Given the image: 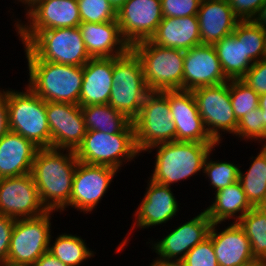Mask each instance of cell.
Returning <instances> with one entry per match:
<instances>
[{
	"mask_svg": "<svg viewBox=\"0 0 266 266\" xmlns=\"http://www.w3.org/2000/svg\"><path fill=\"white\" fill-rule=\"evenodd\" d=\"M149 266H182V265L180 263H164V262L153 261L150 263Z\"/></svg>",
	"mask_w": 266,
	"mask_h": 266,
	"instance_id": "obj_50",
	"label": "cell"
},
{
	"mask_svg": "<svg viewBox=\"0 0 266 266\" xmlns=\"http://www.w3.org/2000/svg\"><path fill=\"white\" fill-rule=\"evenodd\" d=\"M257 156H251V165L243 172L240 166L239 179L246 197L253 207L266 205V145H261Z\"/></svg>",
	"mask_w": 266,
	"mask_h": 266,
	"instance_id": "obj_29",
	"label": "cell"
},
{
	"mask_svg": "<svg viewBox=\"0 0 266 266\" xmlns=\"http://www.w3.org/2000/svg\"><path fill=\"white\" fill-rule=\"evenodd\" d=\"M149 92L142 63L131 48L125 54L113 57V83L108 103L110 106L133 121Z\"/></svg>",
	"mask_w": 266,
	"mask_h": 266,
	"instance_id": "obj_7",
	"label": "cell"
},
{
	"mask_svg": "<svg viewBox=\"0 0 266 266\" xmlns=\"http://www.w3.org/2000/svg\"><path fill=\"white\" fill-rule=\"evenodd\" d=\"M81 110L87 131L135 132L132 121L109 104L82 106Z\"/></svg>",
	"mask_w": 266,
	"mask_h": 266,
	"instance_id": "obj_28",
	"label": "cell"
},
{
	"mask_svg": "<svg viewBox=\"0 0 266 266\" xmlns=\"http://www.w3.org/2000/svg\"><path fill=\"white\" fill-rule=\"evenodd\" d=\"M168 103L176 128V141L215 143L206 131L192 91L168 90Z\"/></svg>",
	"mask_w": 266,
	"mask_h": 266,
	"instance_id": "obj_20",
	"label": "cell"
},
{
	"mask_svg": "<svg viewBox=\"0 0 266 266\" xmlns=\"http://www.w3.org/2000/svg\"><path fill=\"white\" fill-rule=\"evenodd\" d=\"M24 90L1 88L7 97L9 129L33 142L40 149L51 148V132L46 115V101L30 87Z\"/></svg>",
	"mask_w": 266,
	"mask_h": 266,
	"instance_id": "obj_4",
	"label": "cell"
},
{
	"mask_svg": "<svg viewBox=\"0 0 266 266\" xmlns=\"http://www.w3.org/2000/svg\"><path fill=\"white\" fill-rule=\"evenodd\" d=\"M142 63L149 91L183 90L185 51L162 47L150 39L131 46Z\"/></svg>",
	"mask_w": 266,
	"mask_h": 266,
	"instance_id": "obj_6",
	"label": "cell"
},
{
	"mask_svg": "<svg viewBox=\"0 0 266 266\" xmlns=\"http://www.w3.org/2000/svg\"><path fill=\"white\" fill-rule=\"evenodd\" d=\"M182 266H218L211 237L194 246L180 262Z\"/></svg>",
	"mask_w": 266,
	"mask_h": 266,
	"instance_id": "obj_38",
	"label": "cell"
},
{
	"mask_svg": "<svg viewBox=\"0 0 266 266\" xmlns=\"http://www.w3.org/2000/svg\"><path fill=\"white\" fill-rule=\"evenodd\" d=\"M241 80L259 95L266 93V58L255 62Z\"/></svg>",
	"mask_w": 266,
	"mask_h": 266,
	"instance_id": "obj_40",
	"label": "cell"
},
{
	"mask_svg": "<svg viewBox=\"0 0 266 266\" xmlns=\"http://www.w3.org/2000/svg\"><path fill=\"white\" fill-rule=\"evenodd\" d=\"M195 217L171 230L166 231L159 240H148L146 242L151 248L152 253H156V257L152 259L157 262L164 263H180L194 246L202 242L209 235V230L212 225L204 209ZM150 241V242H149ZM151 246V247H150Z\"/></svg>",
	"mask_w": 266,
	"mask_h": 266,
	"instance_id": "obj_14",
	"label": "cell"
},
{
	"mask_svg": "<svg viewBox=\"0 0 266 266\" xmlns=\"http://www.w3.org/2000/svg\"><path fill=\"white\" fill-rule=\"evenodd\" d=\"M241 266H266V261L260 259H254L253 261Z\"/></svg>",
	"mask_w": 266,
	"mask_h": 266,
	"instance_id": "obj_49",
	"label": "cell"
},
{
	"mask_svg": "<svg viewBox=\"0 0 266 266\" xmlns=\"http://www.w3.org/2000/svg\"><path fill=\"white\" fill-rule=\"evenodd\" d=\"M23 49L26 60L84 66L91 59L78 27L41 30Z\"/></svg>",
	"mask_w": 266,
	"mask_h": 266,
	"instance_id": "obj_5",
	"label": "cell"
},
{
	"mask_svg": "<svg viewBox=\"0 0 266 266\" xmlns=\"http://www.w3.org/2000/svg\"><path fill=\"white\" fill-rule=\"evenodd\" d=\"M216 152L214 148L206 157L203 168V176H206V180L208 178V186L212 189V193L214 191L217 192L228 185H231L238 181L239 179V169L241 164H234L229 161H222L220 159L216 160V158H212L213 152ZM211 157V158H210Z\"/></svg>",
	"mask_w": 266,
	"mask_h": 266,
	"instance_id": "obj_33",
	"label": "cell"
},
{
	"mask_svg": "<svg viewBox=\"0 0 266 266\" xmlns=\"http://www.w3.org/2000/svg\"><path fill=\"white\" fill-rule=\"evenodd\" d=\"M220 226L212 223L209 230L218 266H241L253 261L250 241L239 224L228 222L226 227L222 223V230Z\"/></svg>",
	"mask_w": 266,
	"mask_h": 266,
	"instance_id": "obj_21",
	"label": "cell"
},
{
	"mask_svg": "<svg viewBox=\"0 0 266 266\" xmlns=\"http://www.w3.org/2000/svg\"><path fill=\"white\" fill-rule=\"evenodd\" d=\"M79 162L108 166L120 171L142 154L138 151L135 132L108 134L87 131L82 143L74 151ZM138 156V157H137Z\"/></svg>",
	"mask_w": 266,
	"mask_h": 266,
	"instance_id": "obj_8",
	"label": "cell"
},
{
	"mask_svg": "<svg viewBox=\"0 0 266 266\" xmlns=\"http://www.w3.org/2000/svg\"><path fill=\"white\" fill-rule=\"evenodd\" d=\"M40 148L22 135L9 131L0 140V179L31 173Z\"/></svg>",
	"mask_w": 266,
	"mask_h": 266,
	"instance_id": "obj_24",
	"label": "cell"
},
{
	"mask_svg": "<svg viewBox=\"0 0 266 266\" xmlns=\"http://www.w3.org/2000/svg\"><path fill=\"white\" fill-rule=\"evenodd\" d=\"M192 93L211 139L220 145L225 139L223 135L231 134L234 137L238 121L230 101L229 81L219 85L199 87L193 89Z\"/></svg>",
	"mask_w": 266,
	"mask_h": 266,
	"instance_id": "obj_12",
	"label": "cell"
},
{
	"mask_svg": "<svg viewBox=\"0 0 266 266\" xmlns=\"http://www.w3.org/2000/svg\"><path fill=\"white\" fill-rule=\"evenodd\" d=\"M15 219L0 214V266H5Z\"/></svg>",
	"mask_w": 266,
	"mask_h": 266,
	"instance_id": "obj_42",
	"label": "cell"
},
{
	"mask_svg": "<svg viewBox=\"0 0 266 266\" xmlns=\"http://www.w3.org/2000/svg\"><path fill=\"white\" fill-rule=\"evenodd\" d=\"M259 108L262 110V117L264 120V127L266 132V93L259 95Z\"/></svg>",
	"mask_w": 266,
	"mask_h": 266,
	"instance_id": "obj_46",
	"label": "cell"
},
{
	"mask_svg": "<svg viewBox=\"0 0 266 266\" xmlns=\"http://www.w3.org/2000/svg\"><path fill=\"white\" fill-rule=\"evenodd\" d=\"M216 143H198L171 141L155 145L145 152L152 154L155 150L154 169L150 179L164 185L174 186L178 182L188 180L203 173L204 162L208 154L216 147Z\"/></svg>",
	"mask_w": 266,
	"mask_h": 266,
	"instance_id": "obj_2",
	"label": "cell"
},
{
	"mask_svg": "<svg viewBox=\"0 0 266 266\" xmlns=\"http://www.w3.org/2000/svg\"><path fill=\"white\" fill-rule=\"evenodd\" d=\"M140 153L155 145L176 141V128L168 103V90L150 91L132 121Z\"/></svg>",
	"mask_w": 266,
	"mask_h": 266,
	"instance_id": "obj_9",
	"label": "cell"
},
{
	"mask_svg": "<svg viewBox=\"0 0 266 266\" xmlns=\"http://www.w3.org/2000/svg\"><path fill=\"white\" fill-rule=\"evenodd\" d=\"M264 41H265V46H264V58H266V31H264Z\"/></svg>",
	"mask_w": 266,
	"mask_h": 266,
	"instance_id": "obj_51",
	"label": "cell"
},
{
	"mask_svg": "<svg viewBox=\"0 0 266 266\" xmlns=\"http://www.w3.org/2000/svg\"><path fill=\"white\" fill-rule=\"evenodd\" d=\"M51 148L73 150L82 143L87 129L80 105L46 102Z\"/></svg>",
	"mask_w": 266,
	"mask_h": 266,
	"instance_id": "obj_18",
	"label": "cell"
},
{
	"mask_svg": "<svg viewBox=\"0 0 266 266\" xmlns=\"http://www.w3.org/2000/svg\"><path fill=\"white\" fill-rule=\"evenodd\" d=\"M202 0H161L163 17L197 15Z\"/></svg>",
	"mask_w": 266,
	"mask_h": 266,
	"instance_id": "obj_39",
	"label": "cell"
},
{
	"mask_svg": "<svg viewBox=\"0 0 266 266\" xmlns=\"http://www.w3.org/2000/svg\"><path fill=\"white\" fill-rule=\"evenodd\" d=\"M240 21L252 20L265 0H227Z\"/></svg>",
	"mask_w": 266,
	"mask_h": 266,
	"instance_id": "obj_41",
	"label": "cell"
},
{
	"mask_svg": "<svg viewBox=\"0 0 266 266\" xmlns=\"http://www.w3.org/2000/svg\"><path fill=\"white\" fill-rule=\"evenodd\" d=\"M78 159L73 150L43 148L36 153L31 175L47 211H68Z\"/></svg>",
	"mask_w": 266,
	"mask_h": 266,
	"instance_id": "obj_1",
	"label": "cell"
},
{
	"mask_svg": "<svg viewBox=\"0 0 266 266\" xmlns=\"http://www.w3.org/2000/svg\"><path fill=\"white\" fill-rule=\"evenodd\" d=\"M240 141L259 143L257 145H266V132L262 110L258 107L247 113L238 121L235 137Z\"/></svg>",
	"mask_w": 266,
	"mask_h": 266,
	"instance_id": "obj_36",
	"label": "cell"
},
{
	"mask_svg": "<svg viewBox=\"0 0 266 266\" xmlns=\"http://www.w3.org/2000/svg\"><path fill=\"white\" fill-rule=\"evenodd\" d=\"M25 14L26 21L12 20L22 45L41 30L78 27L81 23L77 0H41Z\"/></svg>",
	"mask_w": 266,
	"mask_h": 266,
	"instance_id": "obj_11",
	"label": "cell"
},
{
	"mask_svg": "<svg viewBox=\"0 0 266 266\" xmlns=\"http://www.w3.org/2000/svg\"><path fill=\"white\" fill-rule=\"evenodd\" d=\"M27 86L46 102L79 105L83 66L27 60Z\"/></svg>",
	"mask_w": 266,
	"mask_h": 266,
	"instance_id": "obj_3",
	"label": "cell"
},
{
	"mask_svg": "<svg viewBox=\"0 0 266 266\" xmlns=\"http://www.w3.org/2000/svg\"><path fill=\"white\" fill-rule=\"evenodd\" d=\"M32 266H67L53 256L50 252L41 255Z\"/></svg>",
	"mask_w": 266,
	"mask_h": 266,
	"instance_id": "obj_44",
	"label": "cell"
},
{
	"mask_svg": "<svg viewBox=\"0 0 266 266\" xmlns=\"http://www.w3.org/2000/svg\"><path fill=\"white\" fill-rule=\"evenodd\" d=\"M118 170L100 165H90L78 161L74 172L69 208L79 213L91 214L105 197Z\"/></svg>",
	"mask_w": 266,
	"mask_h": 266,
	"instance_id": "obj_15",
	"label": "cell"
},
{
	"mask_svg": "<svg viewBox=\"0 0 266 266\" xmlns=\"http://www.w3.org/2000/svg\"><path fill=\"white\" fill-rule=\"evenodd\" d=\"M201 44L214 45L233 34L240 21L227 0H202L197 13Z\"/></svg>",
	"mask_w": 266,
	"mask_h": 266,
	"instance_id": "obj_23",
	"label": "cell"
},
{
	"mask_svg": "<svg viewBox=\"0 0 266 266\" xmlns=\"http://www.w3.org/2000/svg\"><path fill=\"white\" fill-rule=\"evenodd\" d=\"M225 76L213 45L200 44L185 51L183 90L192 91L203 86L225 83Z\"/></svg>",
	"mask_w": 266,
	"mask_h": 266,
	"instance_id": "obj_19",
	"label": "cell"
},
{
	"mask_svg": "<svg viewBox=\"0 0 266 266\" xmlns=\"http://www.w3.org/2000/svg\"><path fill=\"white\" fill-rule=\"evenodd\" d=\"M213 46L222 70L229 80L241 79L252 67L253 63L245 57L244 38H237L234 34H230Z\"/></svg>",
	"mask_w": 266,
	"mask_h": 266,
	"instance_id": "obj_30",
	"label": "cell"
},
{
	"mask_svg": "<svg viewBox=\"0 0 266 266\" xmlns=\"http://www.w3.org/2000/svg\"><path fill=\"white\" fill-rule=\"evenodd\" d=\"M252 21L260 26L264 31H266V1L265 3L259 8L258 12L256 13L255 17Z\"/></svg>",
	"mask_w": 266,
	"mask_h": 266,
	"instance_id": "obj_45",
	"label": "cell"
},
{
	"mask_svg": "<svg viewBox=\"0 0 266 266\" xmlns=\"http://www.w3.org/2000/svg\"><path fill=\"white\" fill-rule=\"evenodd\" d=\"M147 187L141 202L136 208L133 217V224L130 232L126 233V237L116 246L115 253H121L130 243L129 238L134 229H149L157 226L164 227L169 221L178 216L180 207L176 196L173 193V188L168 185L157 183L148 177ZM135 218V219H134ZM131 236V237H129Z\"/></svg>",
	"mask_w": 266,
	"mask_h": 266,
	"instance_id": "obj_13",
	"label": "cell"
},
{
	"mask_svg": "<svg viewBox=\"0 0 266 266\" xmlns=\"http://www.w3.org/2000/svg\"><path fill=\"white\" fill-rule=\"evenodd\" d=\"M150 40L159 46L188 51L201 44L197 15L163 17Z\"/></svg>",
	"mask_w": 266,
	"mask_h": 266,
	"instance_id": "obj_26",
	"label": "cell"
},
{
	"mask_svg": "<svg viewBox=\"0 0 266 266\" xmlns=\"http://www.w3.org/2000/svg\"><path fill=\"white\" fill-rule=\"evenodd\" d=\"M118 11L127 0H107Z\"/></svg>",
	"mask_w": 266,
	"mask_h": 266,
	"instance_id": "obj_48",
	"label": "cell"
},
{
	"mask_svg": "<svg viewBox=\"0 0 266 266\" xmlns=\"http://www.w3.org/2000/svg\"><path fill=\"white\" fill-rule=\"evenodd\" d=\"M81 22H110L117 20V11L107 0H77Z\"/></svg>",
	"mask_w": 266,
	"mask_h": 266,
	"instance_id": "obj_37",
	"label": "cell"
},
{
	"mask_svg": "<svg viewBox=\"0 0 266 266\" xmlns=\"http://www.w3.org/2000/svg\"><path fill=\"white\" fill-rule=\"evenodd\" d=\"M113 83V57L91 58L83 66L79 105L108 104Z\"/></svg>",
	"mask_w": 266,
	"mask_h": 266,
	"instance_id": "obj_25",
	"label": "cell"
},
{
	"mask_svg": "<svg viewBox=\"0 0 266 266\" xmlns=\"http://www.w3.org/2000/svg\"><path fill=\"white\" fill-rule=\"evenodd\" d=\"M47 212L31 173L0 179V214L14 219L33 218Z\"/></svg>",
	"mask_w": 266,
	"mask_h": 266,
	"instance_id": "obj_16",
	"label": "cell"
},
{
	"mask_svg": "<svg viewBox=\"0 0 266 266\" xmlns=\"http://www.w3.org/2000/svg\"><path fill=\"white\" fill-rule=\"evenodd\" d=\"M233 34L244 38L245 57L253 64L264 58V30L252 20L239 21Z\"/></svg>",
	"mask_w": 266,
	"mask_h": 266,
	"instance_id": "obj_34",
	"label": "cell"
},
{
	"mask_svg": "<svg viewBox=\"0 0 266 266\" xmlns=\"http://www.w3.org/2000/svg\"><path fill=\"white\" fill-rule=\"evenodd\" d=\"M230 101L237 121L259 107V94L241 79L229 80Z\"/></svg>",
	"mask_w": 266,
	"mask_h": 266,
	"instance_id": "obj_35",
	"label": "cell"
},
{
	"mask_svg": "<svg viewBox=\"0 0 266 266\" xmlns=\"http://www.w3.org/2000/svg\"><path fill=\"white\" fill-rule=\"evenodd\" d=\"M9 131L7 97L0 91V140Z\"/></svg>",
	"mask_w": 266,
	"mask_h": 266,
	"instance_id": "obj_43",
	"label": "cell"
},
{
	"mask_svg": "<svg viewBox=\"0 0 266 266\" xmlns=\"http://www.w3.org/2000/svg\"><path fill=\"white\" fill-rule=\"evenodd\" d=\"M237 223L250 241L254 259L266 261L265 207H253Z\"/></svg>",
	"mask_w": 266,
	"mask_h": 266,
	"instance_id": "obj_32",
	"label": "cell"
},
{
	"mask_svg": "<svg viewBox=\"0 0 266 266\" xmlns=\"http://www.w3.org/2000/svg\"><path fill=\"white\" fill-rule=\"evenodd\" d=\"M55 211L33 217L15 219L5 266H32L48 251Z\"/></svg>",
	"mask_w": 266,
	"mask_h": 266,
	"instance_id": "obj_10",
	"label": "cell"
},
{
	"mask_svg": "<svg viewBox=\"0 0 266 266\" xmlns=\"http://www.w3.org/2000/svg\"><path fill=\"white\" fill-rule=\"evenodd\" d=\"M215 195V196H214ZM211 204L204 208L212 223H237L253 206L239 181L213 194Z\"/></svg>",
	"mask_w": 266,
	"mask_h": 266,
	"instance_id": "obj_27",
	"label": "cell"
},
{
	"mask_svg": "<svg viewBox=\"0 0 266 266\" xmlns=\"http://www.w3.org/2000/svg\"><path fill=\"white\" fill-rule=\"evenodd\" d=\"M41 0H14L15 4H20L24 8V13H26L30 8H32L37 2ZM25 6V7H24Z\"/></svg>",
	"mask_w": 266,
	"mask_h": 266,
	"instance_id": "obj_47",
	"label": "cell"
},
{
	"mask_svg": "<svg viewBox=\"0 0 266 266\" xmlns=\"http://www.w3.org/2000/svg\"><path fill=\"white\" fill-rule=\"evenodd\" d=\"M78 28L91 58L118 57L131 48L122 37L117 20L101 23L81 22Z\"/></svg>",
	"mask_w": 266,
	"mask_h": 266,
	"instance_id": "obj_22",
	"label": "cell"
},
{
	"mask_svg": "<svg viewBox=\"0 0 266 266\" xmlns=\"http://www.w3.org/2000/svg\"><path fill=\"white\" fill-rule=\"evenodd\" d=\"M161 0H127L117 11V22L130 47L149 40L162 21Z\"/></svg>",
	"mask_w": 266,
	"mask_h": 266,
	"instance_id": "obj_17",
	"label": "cell"
},
{
	"mask_svg": "<svg viewBox=\"0 0 266 266\" xmlns=\"http://www.w3.org/2000/svg\"><path fill=\"white\" fill-rule=\"evenodd\" d=\"M51 234L48 252L67 266H81L95 257L96 251L88 247L86 239L72 233ZM84 262V263H83Z\"/></svg>",
	"mask_w": 266,
	"mask_h": 266,
	"instance_id": "obj_31",
	"label": "cell"
}]
</instances>
